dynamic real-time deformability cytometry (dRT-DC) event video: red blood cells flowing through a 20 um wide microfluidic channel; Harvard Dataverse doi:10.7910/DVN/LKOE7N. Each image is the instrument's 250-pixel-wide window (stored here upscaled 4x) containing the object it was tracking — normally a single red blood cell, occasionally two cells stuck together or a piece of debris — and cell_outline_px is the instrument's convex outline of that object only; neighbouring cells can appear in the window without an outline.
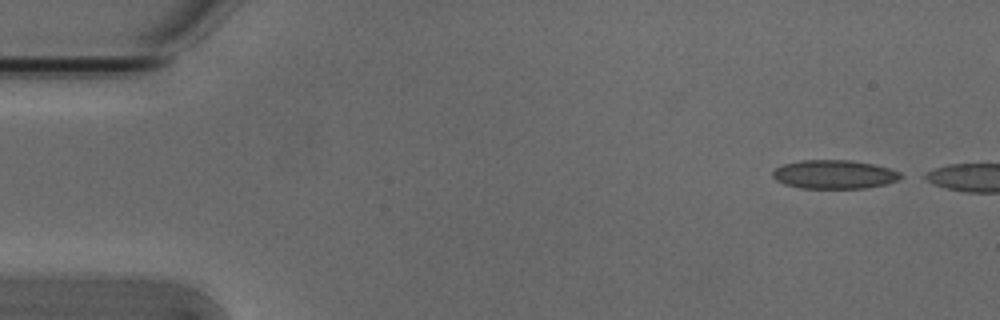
{"species": "Egyptian fruit bat (a non-hibernating species)", "species_latin": "Rousettus aegyptiacus", "temperature_condition": "cold", "stored_images_in_passage": 3, "camera_frame_rate_fps": 3000, "um_per_image_px": 0.085, "animal": {"sex": "male"}, "frame": {"image": 1, "passage_image": 1, "time_ms": 0.0, "image_size_px": [1000, 320], "cell_outline_px": [[908, 176], [900, 180], [888, 184], [864, 188], [800, 188], [784, 184], [776, 180], [772, 176], [772, 172], [776, 168], [784, 164], [800, 160], [852, 160], [872, 164], [888, 168], [900, 172]], "centroid_in_image_um": [70.97, 14.83], "position_along_channel_um": 14.0, "area_um2": 21.68}}